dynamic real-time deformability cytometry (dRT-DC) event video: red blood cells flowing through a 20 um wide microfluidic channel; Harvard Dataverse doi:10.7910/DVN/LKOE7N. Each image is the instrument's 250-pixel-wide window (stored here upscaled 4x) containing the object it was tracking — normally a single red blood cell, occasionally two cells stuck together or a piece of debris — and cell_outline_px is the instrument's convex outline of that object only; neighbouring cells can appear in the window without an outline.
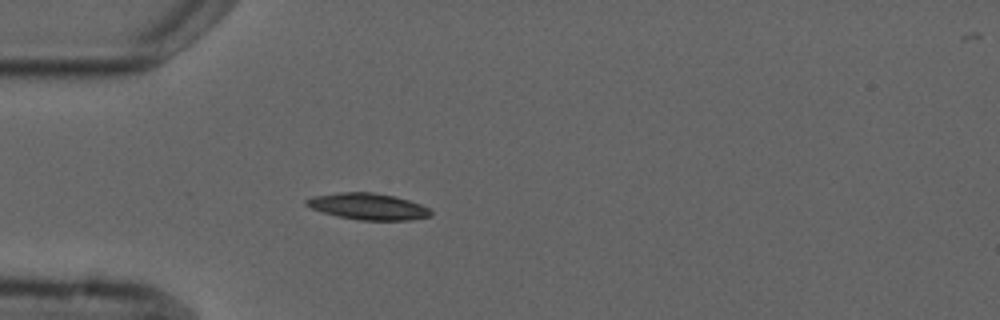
{"species": "common noctule bat (a hibernating species)", "species_latin": "Nyctalus noctula", "temperature_condition": "cold", "stored_images_in_passage": 6, "camera_frame_rate_fps": 3000, "um_per_image_px": 0.085, "animal": {"sex": "male", "forearm_length_mm": 52.5}, "frame": {"image": 1, "passage_image": 5, "time_ms": 5.0, "image_size_px": [1000, 320], "cell_outline_px": [[432, 216], [412, 220], [360, 220], [340, 216], [324, 212], [312, 208], [304, 204], [304, 200], [312, 196], [340, 192], [372, 192], [396, 196], [420, 204], [428, 208], [432, 212]], "centroid_in_image_um": [31.3, 17.54], "position_along_channel_um": 53.7, "area_um2": 19.13}}